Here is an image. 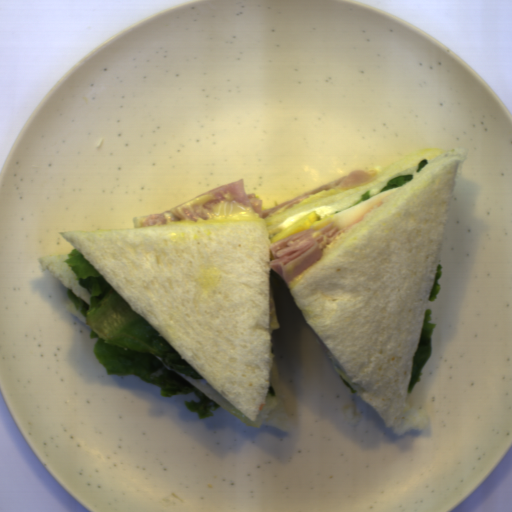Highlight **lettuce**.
I'll return each mask as SVG.
<instances>
[{
	"label": "lettuce",
	"instance_id": "lettuce-6",
	"mask_svg": "<svg viewBox=\"0 0 512 512\" xmlns=\"http://www.w3.org/2000/svg\"><path fill=\"white\" fill-rule=\"evenodd\" d=\"M340 378H341V381L343 382V384L349 389V391L353 394H356V390L351 386V384L341 375H340Z\"/></svg>",
	"mask_w": 512,
	"mask_h": 512
},
{
	"label": "lettuce",
	"instance_id": "lettuce-2",
	"mask_svg": "<svg viewBox=\"0 0 512 512\" xmlns=\"http://www.w3.org/2000/svg\"><path fill=\"white\" fill-rule=\"evenodd\" d=\"M432 313L433 310L431 308L425 309L418 346L413 355L410 381L407 389L408 393L411 392L417 382L421 381L422 369L432 354V335L436 326L435 322H430L432 320Z\"/></svg>",
	"mask_w": 512,
	"mask_h": 512
},
{
	"label": "lettuce",
	"instance_id": "lettuce-7",
	"mask_svg": "<svg viewBox=\"0 0 512 512\" xmlns=\"http://www.w3.org/2000/svg\"><path fill=\"white\" fill-rule=\"evenodd\" d=\"M428 160L427 159H423L420 161L419 163V166H418V170H417V173H419L425 166L428 165Z\"/></svg>",
	"mask_w": 512,
	"mask_h": 512
},
{
	"label": "lettuce",
	"instance_id": "lettuce-3",
	"mask_svg": "<svg viewBox=\"0 0 512 512\" xmlns=\"http://www.w3.org/2000/svg\"><path fill=\"white\" fill-rule=\"evenodd\" d=\"M413 179L414 177L412 174L398 175L389 180L387 185L380 192L382 193L397 187H402Z\"/></svg>",
	"mask_w": 512,
	"mask_h": 512
},
{
	"label": "lettuce",
	"instance_id": "lettuce-1",
	"mask_svg": "<svg viewBox=\"0 0 512 512\" xmlns=\"http://www.w3.org/2000/svg\"><path fill=\"white\" fill-rule=\"evenodd\" d=\"M68 256L64 262L71 265L78 285L89 292L90 304L75 295L72 289H68L67 296L86 317L90 338H97L93 352L107 375L134 374L144 383L158 386L162 398L194 392L199 401L191 399L184 405L197 414L198 420L211 417L214 410L220 409V404L166 367L195 380L204 379L145 318L132 309L81 251L73 248Z\"/></svg>",
	"mask_w": 512,
	"mask_h": 512
},
{
	"label": "lettuce",
	"instance_id": "lettuce-8",
	"mask_svg": "<svg viewBox=\"0 0 512 512\" xmlns=\"http://www.w3.org/2000/svg\"><path fill=\"white\" fill-rule=\"evenodd\" d=\"M267 393L272 397L276 396L275 388L272 385H269Z\"/></svg>",
	"mask_w": 512,
	"mask_h": 512
},
{
	"label": "lettuce",
	"instance_id": "lettuce-5",
	"mask_svg": "<svg viewBox=\"0 0 512 512\" xmlns=\"http://www.w3.org/2000/svg\"><path fill=\"white\" fill-rule=\"evenodd\" d=\"M370 197H371L370 191L367 190L364 194H362L361 199L359 201H357L356 203H354L353 205H351L350 207L355 206L361 202H364V201L370 199ZM350 207H348V208H350Z\"/></svg>",
	"mask_w": 512,
	"mask_h": 512
},
{
	"label": "lettuce",
	"instance_id": "lettuce-4",
	"mask_svg": "<svg viewBox=\"0 0 512 512\" xmlns=\"http://www.w3.org/2000/svg\"><path fill=\"white\" fill-rule=\"evenodd\" d=\"M442 269H443L442 264H437L433 285H432L431 292H430V295L428 298V301H430V302L433 300H436V298L439 294L440 285L438 284V280L442 276Z\"/></svg>",
	"mask_w": 512,
	"mask_h": 512
}]
</instances>
